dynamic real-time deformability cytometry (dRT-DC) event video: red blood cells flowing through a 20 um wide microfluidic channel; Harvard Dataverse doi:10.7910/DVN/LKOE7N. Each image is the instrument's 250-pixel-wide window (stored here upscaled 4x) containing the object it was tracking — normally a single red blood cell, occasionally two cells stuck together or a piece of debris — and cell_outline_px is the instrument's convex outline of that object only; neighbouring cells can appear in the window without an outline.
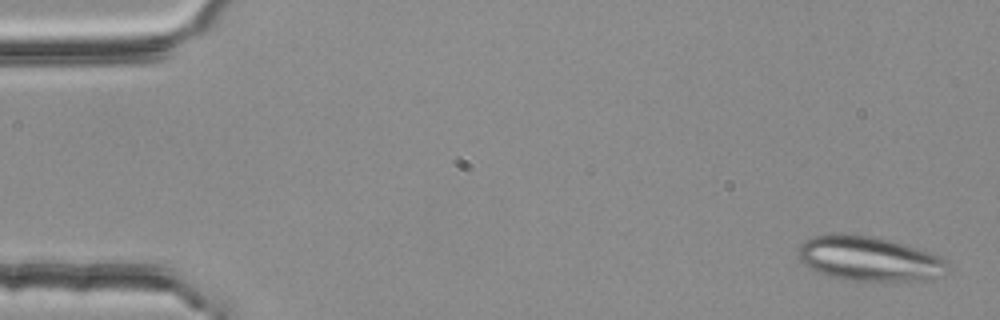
{"species": "common noctule bat (a hibernating species)", "species_latin": "Nyctalus noctula", "temperature_condition": "room temperature", "stored_images_in_passage": 4, "camera_frame_rate_fps": 3000, "um_per_image_px": 0.085, "animal": {"sex": "female", "body_mass_g": 25.1}, "frame": {"image": 1, "passage_image": 1, "time_ms": 0.0, "image_size_px": [1000, 320], "cell_outline_px": [[944, 276], [932, 280], [844, 280], [828, 276], [816, 272], [804, 264], [796, 256], [796, 252], [800, 244], [804, 240], [812, 236], [832, 232], [840, 232], [872, 236], [908, 244], [932, 252], [940, 256], [944, 260]], "centroid_in_image_um": [73.8, 21.96], "position_along_channel_um": 11.2, "area_um2": 39.48}}